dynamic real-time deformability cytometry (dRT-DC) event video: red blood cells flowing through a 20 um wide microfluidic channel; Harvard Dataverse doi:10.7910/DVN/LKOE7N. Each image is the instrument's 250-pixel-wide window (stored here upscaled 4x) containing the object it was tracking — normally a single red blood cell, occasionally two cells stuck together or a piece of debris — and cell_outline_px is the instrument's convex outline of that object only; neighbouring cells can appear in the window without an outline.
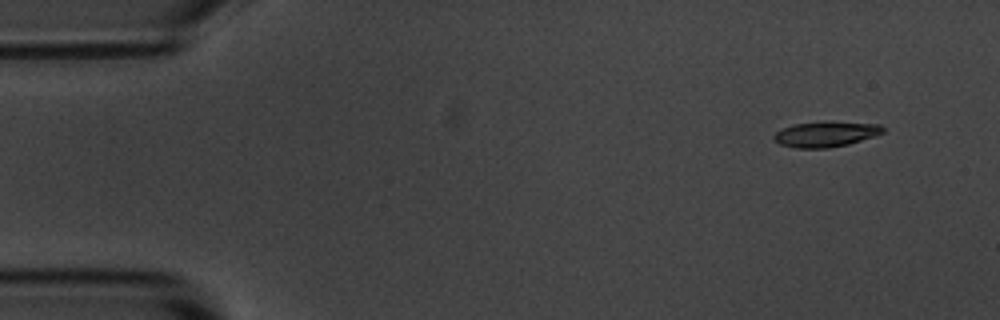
{"species": "common noctule bat (a hibernating species)", "species_latin": "Nyctalus noctula", "temperature_condition": "room temperature", "stored_images_in_passage": 4, "camera_frame_rate_fps": 3000, "um_per_image_px": 0.085, "animal": {"sex": "male", "body_mass_g": 20.1, "forearm_length_mm": 53.5}, "frame": {"image": 1, "passage_image": 4, "time_ms": 1.0, "image_size_px": [1000, 320], "cell_outline_px": [[888, 128], [884, 132], [876, 136], [848, 144], [828, 148], [796, 148], [780, 144], [772, 140], [772, 136], [776, 132], [792, 124], [824, 120], [832, 120], [880, 124]], "centroid_in_image_um": [70.23, 11.37], "position_along_channel_um": 14.8, "area_um2": 16.82}}